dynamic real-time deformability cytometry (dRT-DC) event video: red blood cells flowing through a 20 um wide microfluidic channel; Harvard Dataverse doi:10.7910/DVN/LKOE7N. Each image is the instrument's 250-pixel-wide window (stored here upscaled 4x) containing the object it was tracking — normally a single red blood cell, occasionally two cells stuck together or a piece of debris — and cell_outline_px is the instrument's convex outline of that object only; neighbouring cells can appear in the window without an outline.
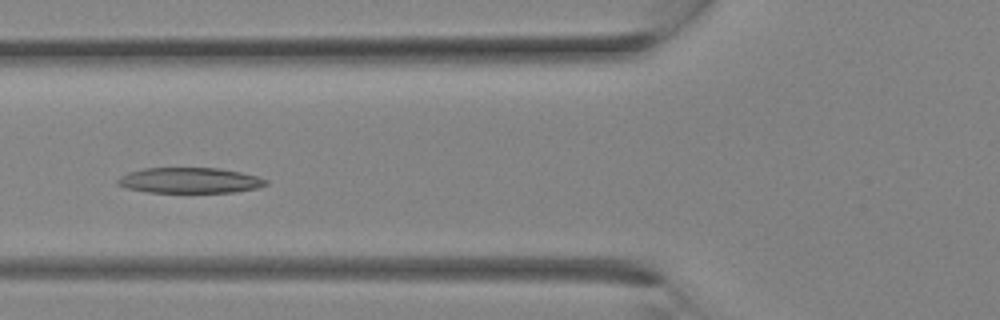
{"species": "Egyptian fruit bat (a non-hibernating species)", "species_latin": "Rousettus aegyptiacus", "temperature_condition": "room temperature", "stored_images_in_passage": 13, "camera_frame_rate_fps": 3000, "um_per_image_px": 0.085, "animal": {"sex": "female"}, "frame": {"image": 1, "passage_image": 10, "time_ms": 3.0, "image_size_px": [1000, 320], "cell_outline_px": [[268, 184], [260, 188], [236, 192], [148, 192], [128, 188], [116, 184], [116, 180], [120, 176], [128, 172], [144, 168], [220, 168], [240, 172], [256, 176], [268, 180]], "centroid_in_image_um": [16.14, 15.33], "position_along_channel_um": 109.7, "area_um2": 22.14}}
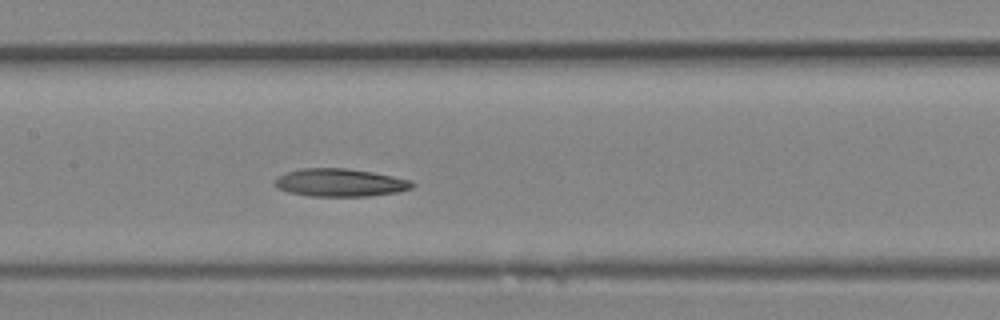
{"frame": {"image": 2, "passage_image": 13, "time_ms": 4.0, "image_size_px": [1000, 320], "cell_outline_px": [[416, 184], [412, 188], [400, 192], [368, 196], [312, 196], [288, 192], [276, 188], [276, 176], [300, 168], [348, 168], [372, 172], [412, 180]], "centroid_in_image_um": [28.94, 15.52], "position_along_channel_um": 178.5, "area_um2": 22.43}}